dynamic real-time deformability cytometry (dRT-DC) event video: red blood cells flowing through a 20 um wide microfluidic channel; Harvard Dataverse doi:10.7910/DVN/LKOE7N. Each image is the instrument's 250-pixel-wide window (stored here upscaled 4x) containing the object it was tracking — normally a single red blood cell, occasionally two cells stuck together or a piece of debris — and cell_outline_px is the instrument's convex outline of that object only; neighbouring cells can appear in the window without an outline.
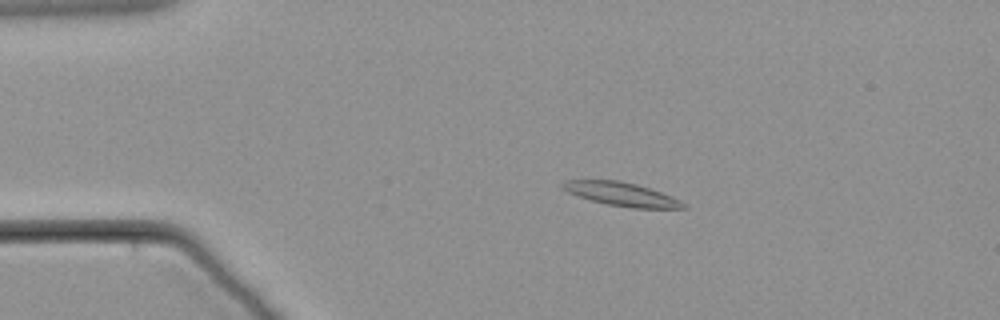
{"species": "common noctule bat (a hibernating species)", "species_latin": "Nyctalus noctula", "temperature_condition": "warm", "stored_images_in_passage": 63, "camera_frame_rate_fps": 3000, "um_per_image_px": 0.085, "animal": {"sex": "male", "body_mass_g": 21.5, "forearm_length_mm": 52.0}, "frame": {"image": 1, "passage_image": 13, "time_ms": 4.0, "image_size_px": [1000, 320], "cell_outline_px": [[688, 208], [632, 208], [608, 204], [592, 200], [568, 192], [560, 188], [560, 184], [564, 180], [620, 180], [636, 184], [672, 196], [680, 200]], "centroid_in_image_um": [52.8, 16.49], "position_along_channel_um": 32.2, "area_um2": 16.42}}
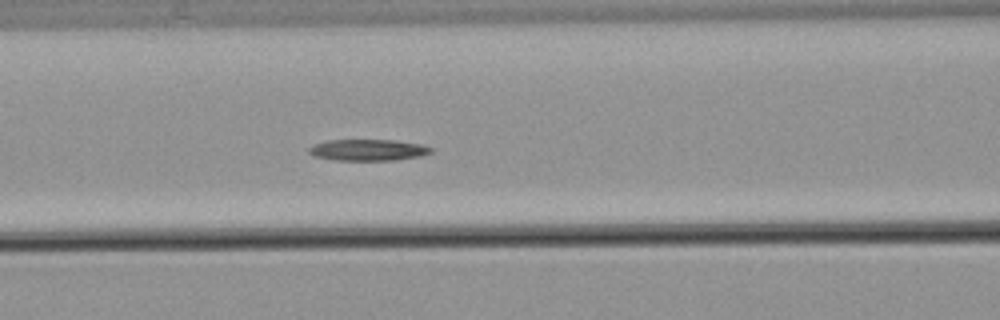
{"frame": {"image": 2, "passage_image": 27, "time_ms": 8.667, "image_size_px": [1000, 320], "cell_outline_px": [[432, 152], [420, 156], [396, 160], [332, 160], [316, 156], [308, 152], [308, 148], [312, 144], [328, 140], [396, 140], [420, 144], [432, 148]], "centroid_in_image_um": [31.26, 12.74], "position_along_channel_um": 135.3, "area_um2": 15.2}}
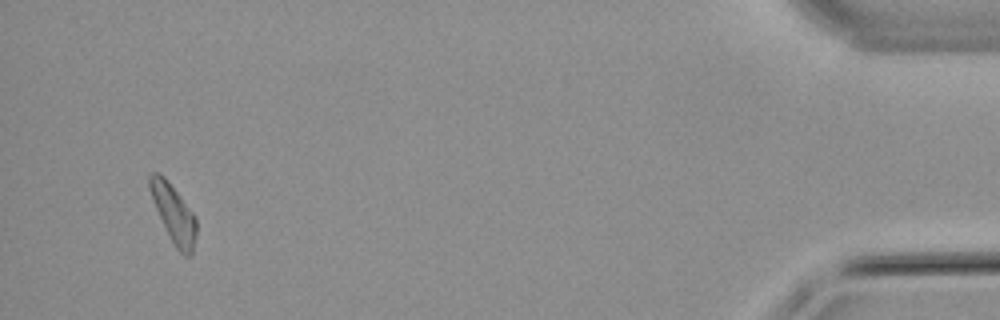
{"frame": {"image": 3, "passage_image": 60, "time_ms": 19.667, "image_size_px": [1000, 320], "cell_outline_px": [[196, 236], [192, 256], [184, 256], [176, 248], [152, 200], [148, 188], [148, 176], [152, 172], [156, 172], [164, 176], [168, 180], [196, 216]], "centroid_in_image_um": [14.76, 18.13], "position_along_channel_um": 420.4, "area_um2": 15.66}}